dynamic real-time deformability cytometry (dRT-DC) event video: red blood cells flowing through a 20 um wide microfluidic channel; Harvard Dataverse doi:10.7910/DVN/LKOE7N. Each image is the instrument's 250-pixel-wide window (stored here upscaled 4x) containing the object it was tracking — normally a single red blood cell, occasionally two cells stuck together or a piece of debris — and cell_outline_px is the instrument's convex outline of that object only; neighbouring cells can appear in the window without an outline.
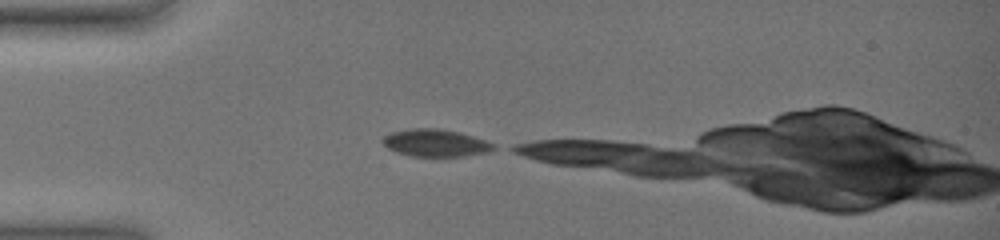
{"species": "common noctule bat (a hibernating species)", "species_latin": "Nyctalus noctula", "temperature_condition": "warm", "stored_images_in_passage": 8, "camera_frame_rate_fps": 3000, "um_per_image_px": 0.085, "animal": {"sex": "female", "body_mass_g": 19.0, "forearm_length_mm": 51.5}, "frame": {"image": 1, "passage_image": 1, "time_ms": 0.0, "image_size_px": [1000, 240], "cell_outline_px": [[496, 148], [488, 152], [464, 156], [436, 160], [412, 156], [396, 152], [388, 148], [380, 140], [384, 136], [392, 132], [408, 128], [440, 128], [460, 132], [496, 144]], "centroid_in_image_um": [37.02, 12.19], "position_along_channel_um": 48.0, "area_um2": 18.5}}